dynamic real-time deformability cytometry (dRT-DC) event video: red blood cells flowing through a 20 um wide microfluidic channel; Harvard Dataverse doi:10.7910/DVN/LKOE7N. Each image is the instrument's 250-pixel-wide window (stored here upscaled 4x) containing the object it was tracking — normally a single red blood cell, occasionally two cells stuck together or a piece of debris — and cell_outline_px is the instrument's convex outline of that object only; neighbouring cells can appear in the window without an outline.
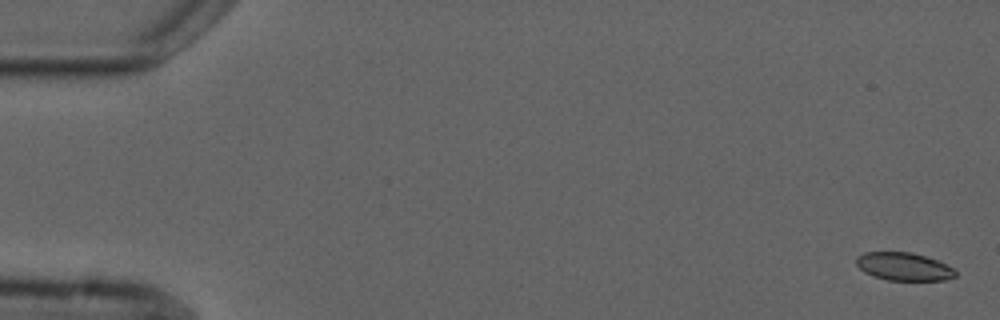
{"species": "common noctule bat (a hibernating species)", "species_latin": "Nyctalus noctula", "temperature_condition": "cold", "stored_images_in_passage": 6, "camera_frame_rate_fps": 3000, "um_per_image_px": 0.085, "animal": {"sex": "male", "forearm_length_mm": 52.5}, "frame": {"image": 1, "passage_image": 1, "time_ms": 0.0, "image_size_px": [1000, 320], "cell_outline_px": [[956, 276], [944, 280], [888, 280], [864, 272], [856, 264], [856, 256], [864, 252], [912, 252], [940, 260], [952, 268], [956, 272]], "centroid_in_image_um": [76.83, 22.64], "position_along_channel_um": 8.2, "area_um2": 16.18}}